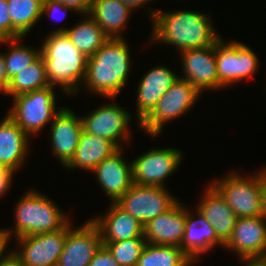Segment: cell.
Wrapping results in <instances>:
<instances>
[{
    "mask_svg": "<svg viewBox=\"0 0 266 266\" xmlns=\"http://www.w3.org/2000/svg\"><path fill=\"white\" fill-rule=\"evenodd\" d=\"M0 266H20V263L11 253H9L2 261H0Z\"/></svg>",
    "mask_w": 266,
    "mask_h": 266,
    "instance_id": "cell-41",
    "label": "cell"
},
{
    "mask_svg": "<svg viewBox=\"0 0 266 266\" xmlns=\"http://www.w3.org/2000/svg\"><path fill=\"white\" fill-rule=\"evenodd\" d=\"M10 80L6 72L3 53H0V94L5 95Z\"/></svg>",
    "mask_w": 266,
    "mask_h": 266,
    "instance_id": "cell-37",
    "label": "cell"
},
{
    "mask_svg": "<svg viewBox=\"0 0 266 266\" xmlns=\"http://www.w3.org/2000/svg\"><path fill=\"white\" fill-rule=\"evenodd\" d=\"M182 160V150L175 147L152 148L131 162L133 184L165 188V180L179 168Z\"/></svg>",
    "mask_w": 266,
    "mask_h": 266,
    "instance_id": "cell-11",
    "label": "cell"
},
{
    "mask_svg": "<svg viewBox=\"0 0 266 266\" xmlns=\"http://www.w3.org/2000/svg\"><path fill=\"white\" fill-rule=\"evenodd\" d=\"M68 231L69 222L54 232L16 238L19 248H13L11 254L19 261L20 266H57Z\"/></svg>",
    "mask_w": 266,
    "mask_h": 266,
    "instance_id": "cell-10",
    "label": "cell"
},
{
    "mask_svg": "<svg viewBox=\"0 0 266 266\" xmlns=\"http://www.w3.org/2000/svg\"><path fill=\"white\" fill-rule=\"evenodd\" d=\"M262 217L266 220V167L262 168Z\"/></svg>",
    "mask_w": 266,
    "mask_h": 266,
    "instance_id": "cell-39",
    "label": "cell"
},
{
    "mask_svg": "<svg viewBox=\"0 0 266 266\" xmlns=\"http://www.w3.org/2000/svg\"><path fill=\"white\" fill-rule=\"evenodd\" d=\"M0 33L6 39L23 37L13 26L10 19L7 0H0Z\"/></svg>",
    "mask_w": 266,
    "mask_h": 266,
    "instance_id": "cell-32",
    "label": "cell"
},
{
    "mask_svg": "<svg viewBox=\"0 0 266 266\" xmlns=\"http://www.w3.org/2000/svg\"><path fill=\"white\" fill-rule=\"evenodd\" d=\"M122 3L127 5L131 10H137L140 7H144L148 3L154 0H120Z\"/></svg>",
    "mask_w": 266,
    "mask_h": 266,
    "instance_id": "cell-40",
    "label": "cell"
},
{
    "mask_svg": "<svg viewBox=\"0 0 266 266\" xmlns=\"http://www.w3.org/2000/svg\"><path fill=\"white\" fill-rule=\"evenodd\" d=\"M186 253L178 246L146 243L137 266H193Z\"/></svg>",
    "mask_w": 266,
    "mask_h": 266,
    "instance_id": "cell-28",
    "label": "cell"
},
{
    "mask_svg": "<svg viewBox=\"0 0 266 266\" xmlns=\"http://www.w3.org/2000/svg\"><path fill=\"white\" fill-rule=\"evenodd\" d=\"M124 38H110L87 58L83 88L103 98H116L130 76L131 55Z\"/></svg>",
    "mask_w": 266,
    "mask_h": 266,
    "instance_id": "cell-2",
    "label": "cell"
},
{
    "mask_svg": "<svg viewBox=\"0 0 266 266\" xmlns=\"http://www.w3.org/2000/svg\"><path fill=\"white\" fill-rule=\"evenodd\" d=\"M30 137L6 114L0 122V166L20 170L30 152Z\"/></svg>",
    "mask_w": 266,
    "mask_h": 266,
    "instance_id": "cell-23",
    "label": "cell"
},
{
    "mask_svg": "<svg viewBox=\"0 0 266 266\" xmlns=\"http://www.w3.org/2000/svg\"><path fill=\"white\" fill-rule=\"evenodd\" d=\"M107 99L114 102L98 106L81 117L83 131L105 138L121 149L124 148L122 143L131 141L132 133L129 131L131 129L129 126L132 122V113L115 103V98Z\"/></svg>",
    "mask_w": 266,
    "mask_h": 266,
    "instance_id": "cell-9",
    "label": "cell"
},
{
    "mask_svg": "<svg viewBox=\"0 0 266 266\" xmlns=\"http://www.w3.org/2000/svg\"><path fill=\"white\" fill-rule=\"evenodd\" d=\"M49 86L45 62L40 55L31 65L23 68L10 79L5 96L15 97Z\"/></svg>",
    "mask_w": 266,
    "mask_h": 266,
    "instance_id": "cell-27",
    "label": "cell"
},
{
    "mask_svg": "<svg viewBox=\"0 0 266 266\" xmlns=\"http://www.w3.org/2000/svg\"><path fill=\"white\" fill-rule=\"evenodd\" d=\"M54 86L12 97L7 115L29 136L37 135L63 109L56 107Z\"/></svg>",
    "mask_w": 266,
    "mask_h": 266,
    "instance_id": "cell-5",
    "label": "cell"
},
{
    "mask_svg": "<svg viewBox=\"0 0 266 266\" xmlns=\"http://www.w3.org/2000/svg\"><path fill=\"white\" fill-rule=\"evenodd\" d=\"M244 266H264L260 259H240Z\"/></svg>",
    "mask_w": 266,
    "mask_h": 266,
    "instance_id": "cell-42",
    "label": "cell"
},
{
    "mask_svg": "<svg viewBox=\"0 0 266 266\" xmlns=\"http://www.w3.org/2000/svg\"><path fill=\"white\" fill-rule=\"evenodd\" d=\"M6 38L0 33V44H4Z\"/></svg>",
    "mask_w": 266,
    "mask_h": 266,
    "instance_id": "cell-44",
    "label": "cell"
},
{
    "mask_svg": "<svg viewBox=\"0 0 266 266\" xmlns=\"http://www.w3.org/2000/svg\"><path fill=\"white\" fill-rule=\"evenodd\" d=\"M14 172L6 167L0 166V198L10 191L12 181H13Z\"/></svg>",
    "mask_w": 266,
    "mask_h": 266,
    "instance_id": "cell-36",
    "label": "cell"
},
{
    "mask_svg": "<svg viewBox=\"0 0 266 266\" xmlns=\"http://www.w3.org/2000/svg\"><path fill=\"white\" fill-rule=\"evenodd\" d=\"M179 53L184 74L179 78L189 82L201 94L206 90H219L215 44L204 48L188 49Z\"/></svg>",
    "mask_w": 266,
    "mask_h": 266,
    "instance_id": "cell-14",
    "label": "cell"
},
{
    "mask_svg": "<svg viewBox=\"0 0 266 266\" xmlns=\"http://www.w3.org/2000/svg\"><path fill=\"white\" fill-rule=\"evenodd\" d=\"M200 96L201 93L194 86L178 77L161 96L151 113L140 123V129L151 137L160 135L166 123L186 114L196 105Z\"/></svg>",
    "mask_w": 266,
    "mask_h": 266,
    "instance_id": "cell-7",
    "label": "cell"
},
{
    "mask_svg": "<svg viewBox=\"0 0 266 266\" xmlns=\"http://www.w3.org/2000/svg\"><path fill=\"white\" fill-rule=\"evenodd\" d=\"M123 151L118 149L92 171L110 203H116L133 185L132 163L126 162Z\"/></svg>",
    "mask_w": 266,
    "mask_h": 266,
    "instance_id": "cell-16",
    "label": "cell"
},
{
    "mask_svg": "<svg viewBox=\"0 0 266 266\" xmlns=\"http://www.w3.org/2000/svg\"><path fill=\"white\" fill-rule=\"evenodd\" d=\"M224 249L240 259H260L266 253V220L262 216L237 218Z\"/></svg>",
    "mask_w": 266,
    "mask_h": 266,
    "instance_id": "cell-15",
    "label": "cell"
},
{
    "mask_svg": "<svg viewBox=\"0 0 266 266\" xmlns=\"http://www.w3.org/2000/svg\"><path fill=\"white\" fill-rule=\"evenodd\" d=\"M215 57L220 90L251 79L260 67L257 54L240 41L227 43L220 38L215 44Z\"/></svg>",
    "mask_w": 266,
    "mask_h": 266,
    "instance_id": "cell-8",
    "label": "cell"
},
{
    "mask_svg": "<svg viewBox=\"0 0 266 266\" xmlns=\"http://www.w3.org/2000/svg\"><path fill=\"white\" fill-rule=\"evenodd\" d=\"M117 150L118 148L111 141L82 131L78 147L64 167L66 170L74 171V169L80 168L92 172L99 163L109 158Z\"/></svg>",
    "mask_w": 266,
    "mask_h": 266,
    "instance_id": "cell-24",
    "label": "cell"
},
{
    "mask_svg": "<svg viewBox=\"0 0 266 266\" xmlns=\"http://www.w3.org/2000/svg\"><path fill=\"white\" fill-rule=\"evenodd\" d=\"M260 260L263 262L264 266H266V253L260 258Z\"/></svg>",
    "mask_w": 266,
    "mask_h": 266,
    "instance_id": "cell-43",
    "label": "cell"
},
{
    "mask_svg": "<svg viewBox=\"0 0 266 266\" xmlns=\"http://www.w3.org/2000/svg\"><path fill=\"white\" fill-rule=\"evenodd\" d=\"M64 12L62 14H66L67 12L73 11L75 14H78L73 8L67 7L64 4H62L60 1L57 0H43L42 4V12L41 15L44 16L45 14L48 15V17H52L55 21H59L60 17H57L56 15L59 13ZM61 16V15H60ZM65 17V15H64Z\"/></svg>",
    "mask_w": 266,
    "mask_h": 266,
    "instance_id": "cell-33",
    "label": "cell"
},
{
    "mask_svg": "<svg viewBox=\"0 0 266 266\" xmlns=\"http://www.w3.org/2000/svg\"><path fill=\"white\" fill-rule=\"evenodd\" d=\"M40 48L49 85H58L67 95H76L81 91L79 89H82L80 84L85 79L87 57L73 45L67 35L49 32Z\"/></svg>",
    "mask_w": 266,
    "mask_h": 266,
    "instance_id": "cell-3",
    "label": "cell"
},
{
    "mask_svg": "<svg viewBox=\"0 0 266 266\" xmlns=\"http://www.w3.org/2000/svg\"><path fill=\"white\" fill-rule=\"evenodd\" d=\"M88 266H120L113 258L108 248L102 244V246L95 253L94 257L90 261Z\"/></svg>",
    "mask_w": 266,
    "mask_h": 266,
    "instance_id": "cell-34",
    "label": "cell"
},
{
    "mask_svg": "<svg viewBox=\"0 0 266 266\" xmlns=\"http://www.w3.org/2000/svg\"><path fill=\"white\" fill-rule=\"evenodd\" d=\"M151 43L172 45L177 51L204 48L221 38L210 15L192 10L161 11L149 8Z\"/></svg>",
    "mask_w": 266,
    "mask_h": 266,
    "instance_id": "cell-1",
    "label": "cell"
},
{
    "mask_svg": "<svg viewBox=\"0 0 266 266\" xmlns=\"http://www.w3.org/2000/svg\"><path fill=\"white\" fill-rule=\"evenodd\" d=\"M67 7L73 8L78 15L89 14L93 0H57Z\"/></svg>",
    "mask_w": 266,
    "mask_h": 266,
    "instance_id": "cell-35",
    "label": "cell"
},
{
    "mask_svg": "<svg viewBox=\"0 0 266 266\" xmlns=\"http://www.w3.org/2000/svg\"><path fill=\"white\" fill-rule=\"evenodd\" d=\"M15 207V228H4L9 240L12 237L54 232L71 220L68 213L66 215L51 198L36 189L26 192Z\"/></svg>",
    "mask_w": 266,
    "mask_h": 266,
    "instance_id": "cell-4",
    "label": "cell"
},
{
    "mask_svg": "<svg viewBox=\"0 0 266 266\" xmlns=\"http://www.w3.org/2000/svg\"><path fill=\"white\" fill-rule=\"evenodd\" d=\"M22 38L6 39L4 42V44H7L6 46H10L6 53L3 52L9 80L23 68L31 65L41 55V48H32L29 45L22 44Z\"/></svg>",
    "mask_w": 266,
    "mask_h": 266,
    "instance_id": "cell-30",
    "label": "cell"
},
{
    "mask_svg": "<svg viewBox=\"0 0 266 266\" xmlns=\"http://www.w3.org/2000/svg\"><path fill=\"white\" fill-rule=\"evenodd\" d=\"M194 213L195 216L186 206L185 232L180 248L194 264H198L201 254L208 253L217 245L224 248V243L197 208L194 209Z\"/></svg>",
    "mask_w": 266,
    "mask_h": 266,
    "instance_id": "cell-20",
    "label": "cell"
},
{
    "mask_svg": "<svg viewBox=\"0 0 266 266\" xmlns=\"http://www.w3.org/2000/svg\"><path fill=\"white\" fill-rule=\"evenodd\" d=\"M9 238L4 232V229L0 228V261H2L11 251H5L7 250V246L10 243Z\"/></svg>",
    "mask_w": 266,
    "mask_h": 266,
    "instance_id": "cell-38",
    "label": "cell"
},
{
    "mask_svg": "<svg viewBox=\"0 0 266 266\" xmlns=\"http://www.w3.org/2000/svg\"><path fill=\"white\" fill-rule=\"evenodd\" d=\"M186 223V206L178 200L168 211L148 221L144 227V238L153 245L180 247Z\"/></svg>",
    "mask_w": 266,
    "mask_h": 266,
    "instance_id": "cell-18",
    "label": "cell"
},
{
    "mask_svg": "<svg viewBox=\"0 0 266 266\" xmlns=\"http://www.w3.org/2000/svg\"><path fill=\"white\" fill-rule=\"evenodd\" d=\"M207 185L196 208L215 229L217 237L225 244L231 237L238 217L220 192L211 183Z\"/></svg>",
    "mask_w": 266,
    "mask_h": 266,
    "instance_id": "cell-22",
    "label": "cell"
},
{
    "mask_svg": "<svg viewBox=\"0 0 266 266\" xmlns=\"http://www.w3.org/2000/svg\"><path fill=\"white\" fill-rule=\"evenodd\" d=\"M43 0H7L12 26L24 37L41 20Z\"/></svg>",
    "mask_w": 266,
    "mask_h": 266,
    "instance_id": "cell-29",
    "label": "cell"
},
{
    "mask_svg": "<svg viewBox=\"0 0 266 266\" xmlns=\"http://www.w3.org/2000/svg\"><path fill=\"white\" fill-rule=\"evenodd\" d=\"M71 221L57 266H88L102 246L99 228L92 219L77 227Z\"/></svg>",
    "mask_w": 266,
    "mask_h": 266,
    "instance_id": "cell-13",
    "label": "cell"
},
{
    "mask_svg": "<svg viewBox=\"0 0 266 266\" xmlns=\"http://www.w3.org/2000/svg\"><path fill=\"white\" fill-rule=\"evenodd\" d=\"M75 114L69 107H63L49 124L52 153L63 167L73 157L83 131L81 116Z\"/></svg>",
    "mask_w": 266,
    "mask_h": 266,
    "instance_id": "cell-17",
    "label": "cell"
},
{
    "mask_svg": "<svg viewBox=\"0 0 266 266\" xmlns=\"http://www.w3.org/2000/svg\"><path fill=\"white\" fill-rule=\"evenodd\" d=\"M144 237L119 242H102L120 266H137L141 252L146 244Z\"/></svg>",
    "mask_w": 266,
    "mask_h": 266,
    "instance_id": "cell-31",
    "label": "cell"
},
{
    "mask_svg": "<svg viewBox=\"0 0 266 266\" xmlns=\"http://www.w3.org/2000/svg\"><path fill=\"white\" fill-rule=\"evenodd\" d=\"M109 205V210L107 209L103 216L91 218L99 228L102 242H119L144 237V227L141 222L116 203Z\"/></svg>",
    "mask_w": 266,
    "mask_h": 266,
    "instance_id": "cell-21",
    "label": "cell"
},
{
    "mask_svg": "<svg viewBox=\"0 0 266 266\" xmlns=\"http://www.w3.org/2000/svg\"><path fill=\"white\" fill-rule=\"evenodd\" d=\"M131 11L120 0H93L89 15L109 38H124L121 33L130 21Z\"/></svg>",
    "mask_w": 266,
    "mask_h": 266,
    "instance_id": "cell-25",
    "label": "cell"
},
{
    "mask_svg": "<svg viewBox=\"0 0 266 266\" xmlns=\"http://www.w3.org/2000/svg\"><path fill=\"white\" fill-rule=\"evenodd\" d=\"M171 69L166 66H154L143 75L137 88L136 117L137 126L151 113L161 96L178 79Z\"/></svg>",
    "mask_w": 266,
    "mask_h": 266,
    "instance_id": "cell-19",
    "label": "cell"
},
{
    "mask_svg": "<svg viewBox=\"0 0 266 266\" xmlns=\"http://www.w3.org/2000/svg\"><path fill=\"white\" fill-rule=\"evenodd\" d=\"M82 16L85 18L76 23L75 26L60 27L52 30V33H65L73 45L89 58L110 38L89 14Z\"/></svg>",
    "mask_w": 266,
    "mask_h": 266,
    "instance_id": "cell-26",
    "label": "cell"
},
{
    "mask_svg": "<svg viewBox=\"0 0 266 266\" xmlns=\"http://www.w3.org/2000/svg\"><path fill=\"white\" fill-rule=\"evenodd\" d=\"M212 181L238 218L262 216V169L248 176L231 170Z\"/></svg>",
    "mask_w": 266,
    "mask_h": 266,
    "instance_id": "cell-6",
    "label": "cell"
},
{
    "mask_svg": "<svg viewBox=\"0 0 266 266\" xmlns=\"http://www.w3.org/2000/svg\"><path fill=\"white\" fill-rule=\"evenodd\" d=\"M178 200L166 187L133 184L116 204L144 226L168 211Z\"/></svg>",
    "mask_w": 266,
    "mask_h": 266,
    "instance_id": "cell-12",
    "label": "cell"
}]
</instances>
